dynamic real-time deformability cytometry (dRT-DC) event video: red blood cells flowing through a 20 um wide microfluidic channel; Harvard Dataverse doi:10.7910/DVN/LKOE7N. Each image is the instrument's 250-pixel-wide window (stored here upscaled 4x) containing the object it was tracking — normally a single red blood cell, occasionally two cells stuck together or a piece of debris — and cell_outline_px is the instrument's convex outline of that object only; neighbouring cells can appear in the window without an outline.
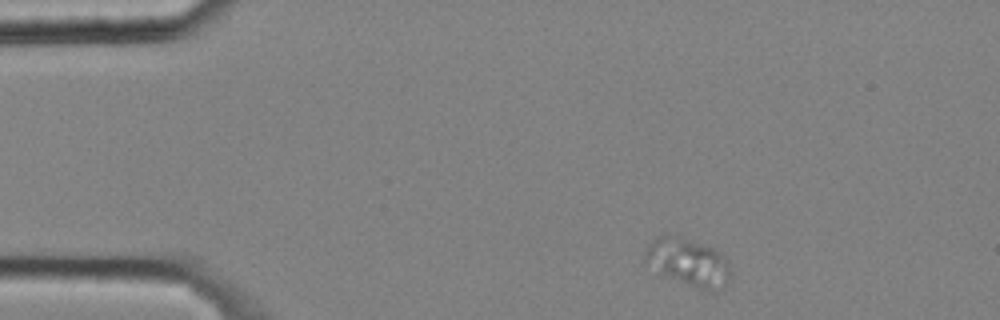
{"species": "common noctule bat (a hibernating species)", "species_latin": "Nyctalus noctula", "temperature_condition": "cold", "stored_images_in_passage": 3, "camera_frame_rate_fps": 3000, "um_per_image_px": 0.085, "animal": {"sex": "male", "body_mass_g": 20.4}, "frame": {"image": 1, "passage_image": 1, "time_ms": 0.0, "image_size_px": [1000, 320], "cell_outline_px": [[732, 276], [724, 284], [712, 292], [704, 292], [668, 276], [644, 264], [644, 252], [648, 244], [656, 236], [680, 236], [716, 248], [728, 260], [732, 272]], "centroid_in_image_um": [58.52, 22.29], "position_along_channel_um": 26.5, "area_um2": 24.1}}